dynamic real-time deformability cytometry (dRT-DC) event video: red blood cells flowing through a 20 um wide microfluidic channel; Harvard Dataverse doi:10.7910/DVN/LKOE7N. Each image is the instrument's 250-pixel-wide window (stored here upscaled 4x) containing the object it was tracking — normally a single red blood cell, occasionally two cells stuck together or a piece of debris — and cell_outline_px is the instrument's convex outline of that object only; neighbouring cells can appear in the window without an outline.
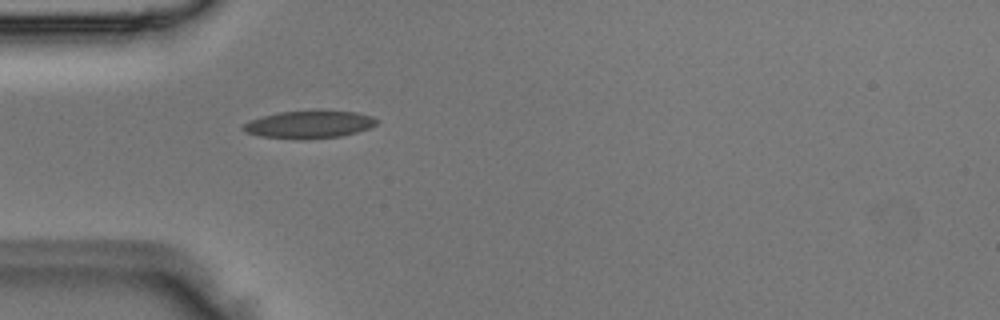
{"species": "Egyptian fruit bat (a non-hibernating species)", "species_latin": "Rousettus aegyptiacus", "temperature_condition": "room temperature", "stored_images_in_passage": 1, "camera_frame_rate_fps": 3000, "um_per_image_px": 0.085, "animal": {"sex": "male"}, "frame": {"image": 1, "passage_image": 1, "time_ms": 0.0, "image_size_px": [1000, 320], "cell_outline_px": [[380, 120], [376, 124], [368, 128], [356, 132], [340, 136], [260, 136], [244, 132], [240, 128], [244, 124], [252, 120], [264, 116], [280, 112], [316, 108], [320, 108], [356, 112], [372, 116]], "centroid_in_image_um": [26.35, 10.48], "position_along_channel_um": 58.7, "area_um2": 20.98}}